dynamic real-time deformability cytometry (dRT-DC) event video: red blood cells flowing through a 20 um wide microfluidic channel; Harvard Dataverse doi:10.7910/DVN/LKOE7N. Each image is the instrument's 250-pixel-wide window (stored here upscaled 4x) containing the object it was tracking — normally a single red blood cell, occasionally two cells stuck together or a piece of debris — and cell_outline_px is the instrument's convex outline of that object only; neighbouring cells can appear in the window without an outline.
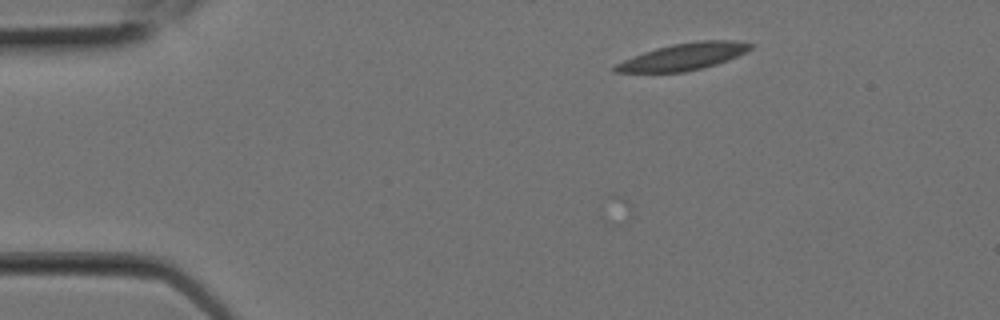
{"species": "Egyptian fruit bat (a non-hibernating species)", "species_latin": "Rousettus aegyptiacus", "temperature_condition": "room temperature", "stored_images_in_passage": 4, "camera_frame_rate_fps": 3000, "um_per_image_px": 0.085, "animal": {"sex": "female"}, "frame": {"image": 1, "passage_image": 1, "time_ms": 0.0, "image_size_px": [1000, 320], "cell_outline_px": [[752, 48], [748, 52], [728, 60], [716, 64], [684, 72], [612, 72], [612, 68], [616, 64], [624, 60], [644, 52], [656, 48], [672, 44], [700, 40], [732, 40], [752, 44]], "centroid_in_image_um": [58.11, 4.81], "position_along_channel_um": 26.9, "area_um2": 21.04}}